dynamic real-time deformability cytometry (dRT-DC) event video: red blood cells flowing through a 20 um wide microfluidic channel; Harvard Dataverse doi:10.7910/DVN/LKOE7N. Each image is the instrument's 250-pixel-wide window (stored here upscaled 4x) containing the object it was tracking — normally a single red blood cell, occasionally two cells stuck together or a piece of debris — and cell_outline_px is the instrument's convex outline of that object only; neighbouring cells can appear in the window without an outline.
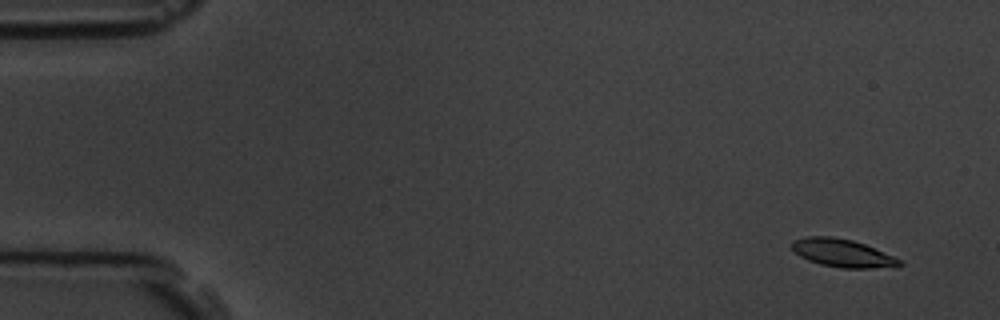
{"species": "common noctule bat (a hibernating species)", "species_latin": "Nyctalus noctula", "temperature_condition": "room temperature", "stored_images_in_passage": 10, "camera_frame_rate_fps": 3000, "um_per_image_px": 0.085, "animal": {"sex": "male", "body_mass_g": 19.5, "forearm_length_mm": 54.6}, "frame": {"image": 1, "passage_image": 1, "time_ms": 0.0, "image_size_px": [1000, 320], "cell_outline_px": [[904, 264], [872, 268], [840, 268], [820, 264], [808, 260], [800, 256], [792, 248], [792, 240], [808, 236], [832, 236], [852, 240], [864, 244], [892, 256], [900, 260]], "centroid_in_image_um": [71.55, 21.5], "position_along_channel_um": 13.5, "area_um2": 17.22}}
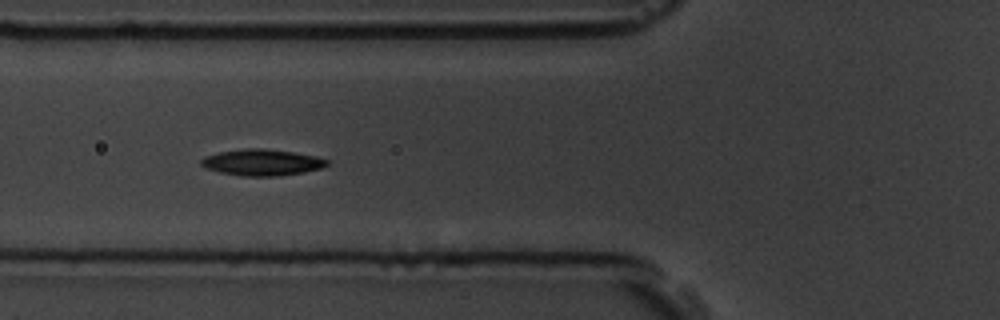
{"frame": {"image": 2, "passage_image": 6, "time_ms": 5.667, "image_size_px": [1000, 320], "cell_outline_px": [[328, 164], [320, 168], [304, 172], [280, 176], [240, 176], [220, 172], [204, 168], [200, 164], [200, 160], [204, 156], [220, 152], [244, 148], [264, 148], [292, 152], [316, 156], [328, 160]], "centroid_in_image_um": [22.23, 13.8], "position_along_channel_um": 103.6, "area_um2": 19.36}}
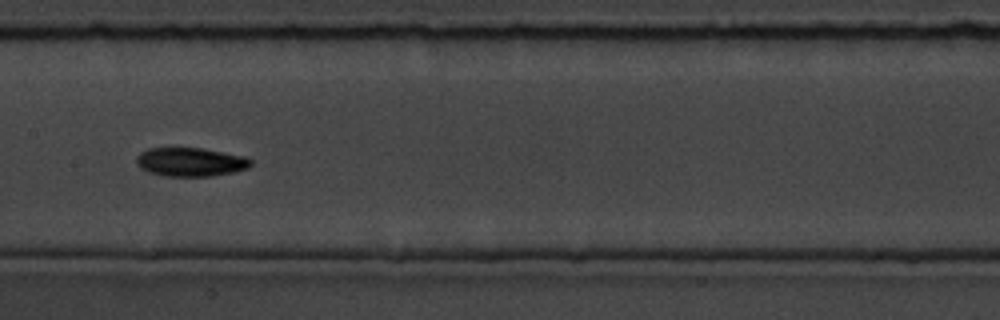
{"frame": {"image": 3, "passage_image": 8, "time_ms": 8.0, "image_size_px": [1000, 320], "cell_outline_px": [[252, 164], [248, 168], [232, 172], [212, 176], [164, 176], [148, 172], [140, 168], [136, 164], [136, 156], [140, 152], [148, 148], [200, 148], [244, 156], [252, 160]], "centroid_in_image_um": [16.16, 13.77], "position_along_channel_um": 191.2, "area_um2": 19.19}}